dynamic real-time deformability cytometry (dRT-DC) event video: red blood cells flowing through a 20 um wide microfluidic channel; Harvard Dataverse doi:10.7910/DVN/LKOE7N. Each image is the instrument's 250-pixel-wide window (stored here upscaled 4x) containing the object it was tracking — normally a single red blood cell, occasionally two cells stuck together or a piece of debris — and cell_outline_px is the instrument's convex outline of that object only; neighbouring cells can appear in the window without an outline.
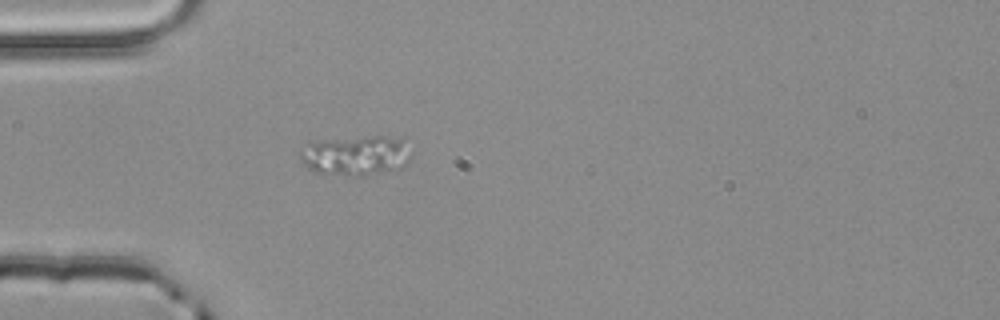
{"species": "common noctule bat (a hibernating species)", "species_latin": "Nyctalus noctula", "temperature_condition": "room temperature", "stored_images_in_passage": 4, "camera_frame_rate_fps": 3000, "um_per_image_px": 0.085, "animal": {"sex": "male", "body_mass_g": 20.4}, "frame": {"image": 1, "passage_image": 4, "time_ms": 1.0, "image_size_px": [1000, 320], "cell_outline_px": [[412, 156], [400, 168], [360, 176], [344, 176], [316, 172], [308, 168], [304, 164], [300, 156], [300, 148], [304, 144], [320, 140], [368, 136], [404, 136], [412, 152]], "centroid_in_image_um": [30.28, 13.19], "position_along_channel_um": 54.7, "area_um2": 26.36}}